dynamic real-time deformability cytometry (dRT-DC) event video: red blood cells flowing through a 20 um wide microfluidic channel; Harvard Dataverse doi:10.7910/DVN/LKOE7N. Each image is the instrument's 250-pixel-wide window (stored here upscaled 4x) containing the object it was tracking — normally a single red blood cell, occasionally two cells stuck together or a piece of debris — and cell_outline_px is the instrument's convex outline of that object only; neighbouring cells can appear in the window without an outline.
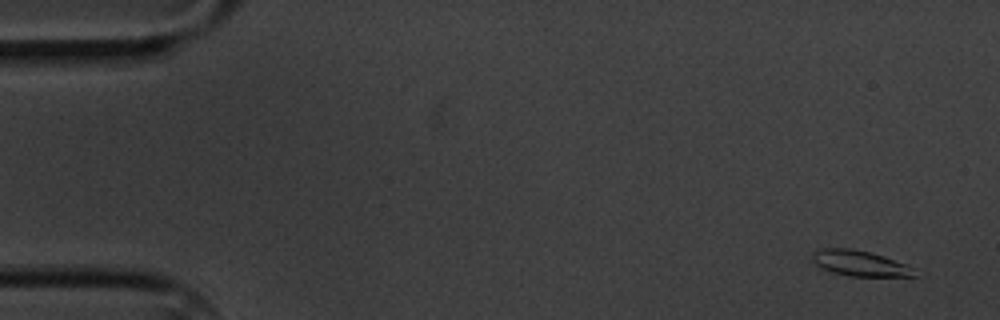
{"species": "common noctule bat (a hibernating species)", "species_latin": "Nyctalus noctula", "temperature_condition": "cold", "stored_images_in_passage": 7, "camera_frame_rate_fps": 3000, "um_per_image_px": 0.085, "animal": {"sex": "male", "body_mass_g": 20.1, "forearm_length_mm": 53.5}, "frame": {"image": 1, "passage_image": 1, "time_ms": 0.0, "image_size_px": [1000, 320], "cell_outline_px": [[916, 276], [848, 276], [832, 272], [816, 264], [812, 260], [812, 252], [816, 248], [852, 248], [884, 256], [904, 264], [912, 268]], "centroid_in_image_um": [73.01, 22.36], "position_along_channel_um": 12.0, "area_um2": 15.03}}
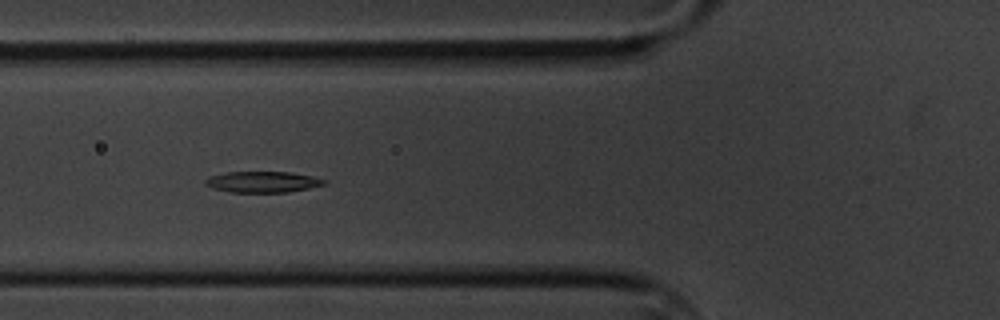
{"frame": {"image": 2, "passage_image": 6, "time_ms": 6.0, "image_size_px": [1000, 320], "cell_outline_px": [[328, 184], [288, 192], [228, 192], [212, 188], [204, 184], [204, 180], [208, 176], [224, 172], [288, 172], [312, 176], [328, 180]], "centroid_in_image_um": [22.3, 15.46], "position_along_channel_um": 103.5, "area_um2": 14.74}}
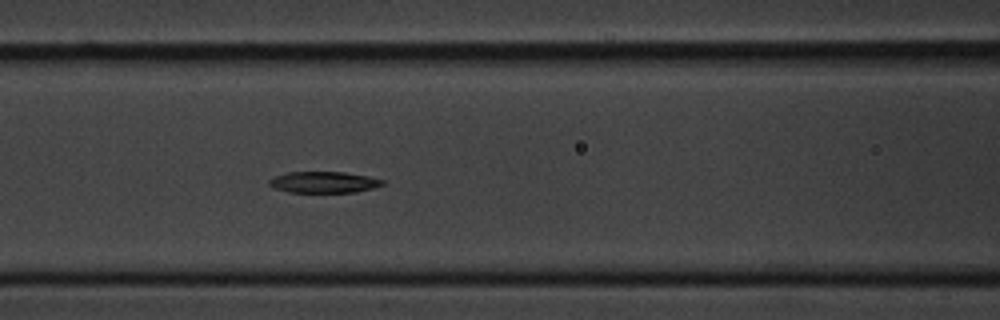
{"frame": {"image": 3, "passage_image": 7, "time_ms": 7.0, "image_size_px": [1000, 320], "cell_outline_px": [[384, 184], [372, 188], [356, 192], [288, 192], [276, 188], [268, 184], [268, 180], [272, 176], [288, 172], [344, 172], [368, 176], [384, 180]], "centroid_in_image_um": [27.49, 15.48], "position_along_channel_um": 139.1, "area_um2": 14.05}}